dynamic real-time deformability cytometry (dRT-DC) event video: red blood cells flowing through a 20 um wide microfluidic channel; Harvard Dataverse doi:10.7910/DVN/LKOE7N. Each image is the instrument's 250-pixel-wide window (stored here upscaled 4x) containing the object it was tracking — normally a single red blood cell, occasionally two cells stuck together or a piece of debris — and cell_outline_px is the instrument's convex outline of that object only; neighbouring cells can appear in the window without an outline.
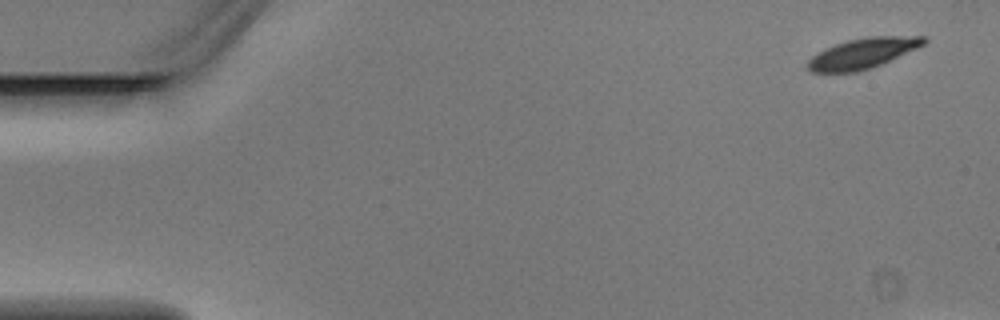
{"species": "Egyptian fruit bat (a non-hibernating species)", "species_latin": "Rousettus aegyptiacus", "temperature_condition": "warm", "stored_images_in_passage": 4, "camera_frame_rate_fps": 3000, "um_per_image_px": 0.085, "animal": {"sex": "male"}, "frame": {"image": 1, "passage_image": 1, "time_ms": 0.0, "image_size_px": [1000, 320], "cell_outline_px": [[928, 40], [924, 44], [916, 48], [880, 64], [856, 72], [812, 72], [808, 68], [808, 60], [812, 56], [824, 48], [848, 40], [868, 36], [928, 36]], "centroid_in_image_um": [73.33, 4.51], "position_along_channel_um": 11.7, "area_um2": 20.23}}
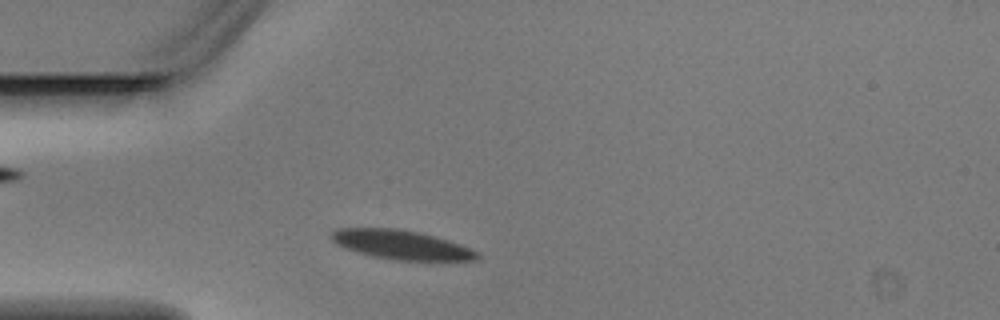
{"frame": {"image": 2, "passage_image": 4, "time_ms": 1.0, "image_size_px": [1000, 320], "cell_outline_px": [[484, 256], [476, 260], [396, 260], [372, 256], [356, 252], [336, 244], [328, 236], [336, 228], [396, 228], [420, 232], [448, 240], [460, 244], [480, 252]], "centroid_in_image_um": [34.12, 20.8], "position_along_channel_um": 50.9, "area_um2": 24.97}}